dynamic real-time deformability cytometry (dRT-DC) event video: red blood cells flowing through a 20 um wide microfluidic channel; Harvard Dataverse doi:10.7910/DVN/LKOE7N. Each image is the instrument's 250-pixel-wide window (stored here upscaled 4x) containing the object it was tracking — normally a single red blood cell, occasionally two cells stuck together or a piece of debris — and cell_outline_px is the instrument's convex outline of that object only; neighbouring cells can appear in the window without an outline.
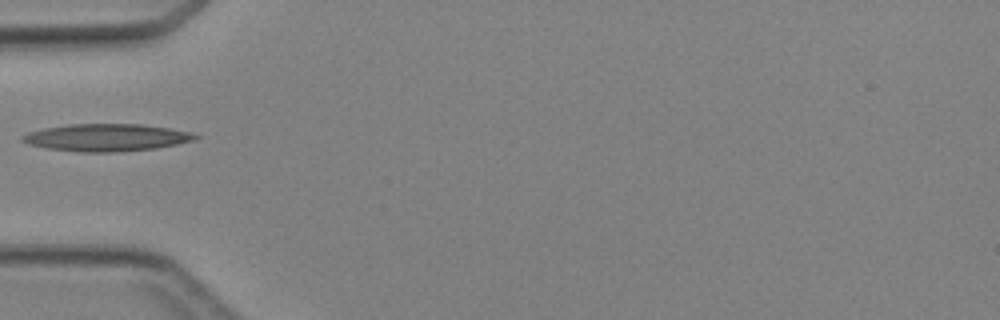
{"species": "Egyptian fruit bat (a non-hibernating species)", "species_latin": "Rousettus aegyptiacus", "temperature_condition": "cold", "stored_images_in_passage": 4, "camera_frame_rate_fps": 3000, "um_per_image_px": 0.085, "animal": {"sex": "female"}, "frame": {"image": 1, "passage_image": 4, "time_ms": 4.667, "image_size_px": [1000, 320], "cell_outline_px": [[200, 136], [196, 140], [156, 148], [116, 152], [80, 152], [44, 148], [28, 144], [20, 140], [20, 136], [28, 132], [44, 128], [68, 124], [144, 124], [168, 128], [188, 132]], "centroid_in_image_um": [9.0, 11.69], "position_along_channel_um": 76.0, "area_um2": 27.63}}